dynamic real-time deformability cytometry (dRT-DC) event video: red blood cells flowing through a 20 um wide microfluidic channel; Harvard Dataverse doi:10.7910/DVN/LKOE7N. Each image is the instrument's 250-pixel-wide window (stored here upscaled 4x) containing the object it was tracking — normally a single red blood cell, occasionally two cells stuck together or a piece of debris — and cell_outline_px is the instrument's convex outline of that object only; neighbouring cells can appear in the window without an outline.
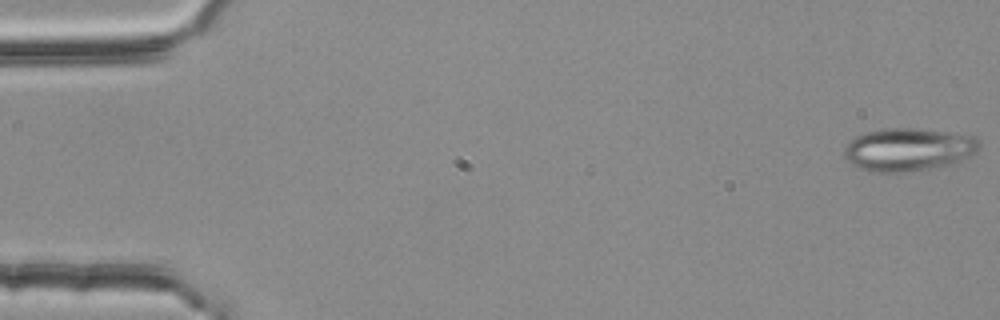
{"species": "common noctule bat (a hibernating species)", "species_latin": "Nyctalus noctula", "temperature_condition": "room temperature", "stored_images_in_passage": 54, "camera_frame_rate_fps": 3000, "um_per_image_px": 0.085, "animal": {"sex": "female", "body_mass_g": 25.1}, "frame": {"image": 1, "passage_image": 1, "time_ms": 0.0, "image_size_px": [1000, 320], "cell_outline_px": [[980, 148], [976, 152], [948, 164], [900, 172], [876, 172], [860, 168], [852, 164], [844, 156], [844, 148], [856, 136], [864, 132], [884, 128], [920, 128], [972, 136], [980, 140]], "centroid_in_image_um": [77.17, 12.68], "position_along_channel_um": 7.8, "area_um2": 33.18}}
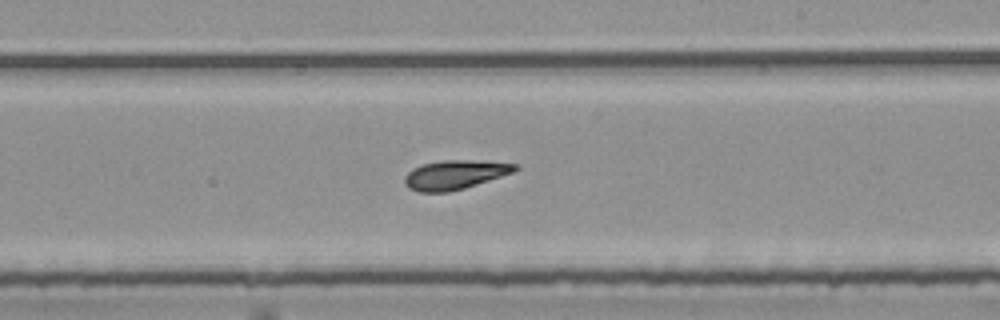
{"frame": {"image": 2, "passage_image": 32, "time_ms": 10.333, "image_size_px": [1000, 320], "cell_outline_px": [[520, 168], [512, 172], [464, 188], [448, 192], [420, 192], [408, 188], [404, 184], [404, 176], [412, 168], [420, 164], [444, 160], [472, 160], [520, 164]], "centroid_in_image_um": [38.62, 14.84], "position_along_channel_um": 250.4, "area_um2": 18.73}}
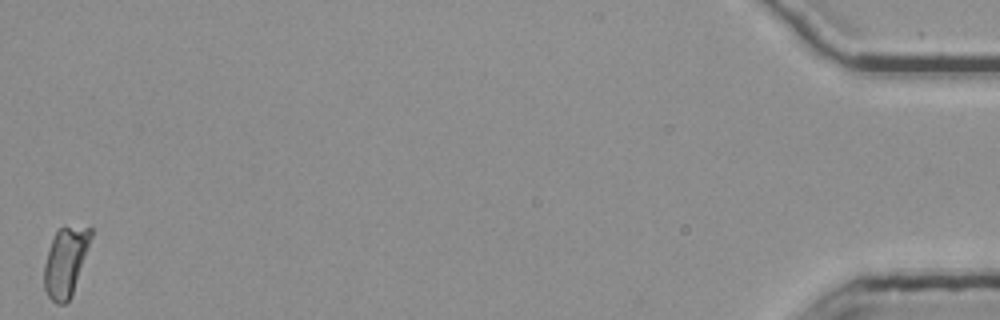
{"frame": {"image": 3, "passage_image": 54, "time_ms": 17.667, "image_size_px": [1000, 320], "cell_outline_px": [[92, 236], [72, 296], [64, 304], [56, 304], [48, 296], [44, 288], [44, 264], [52, 240], [56, 232], [60, 228], [92, 228]], "centroid_in_image_um": [5.56, 22.31], "position_along_channel_um": 429.6, "area_um2": 18.38}, "authors_computed_cell_mechanics": {"area_um2": 18.6983, "velocity_mm_per_s": 3.7893, "shape_relaxation_time_tau1_ms": null, "shape_relaxation_time_tau2_ms": 3.5136, "deformation_change_tau1": null, "deformation_change_tau2": 0.1259}}